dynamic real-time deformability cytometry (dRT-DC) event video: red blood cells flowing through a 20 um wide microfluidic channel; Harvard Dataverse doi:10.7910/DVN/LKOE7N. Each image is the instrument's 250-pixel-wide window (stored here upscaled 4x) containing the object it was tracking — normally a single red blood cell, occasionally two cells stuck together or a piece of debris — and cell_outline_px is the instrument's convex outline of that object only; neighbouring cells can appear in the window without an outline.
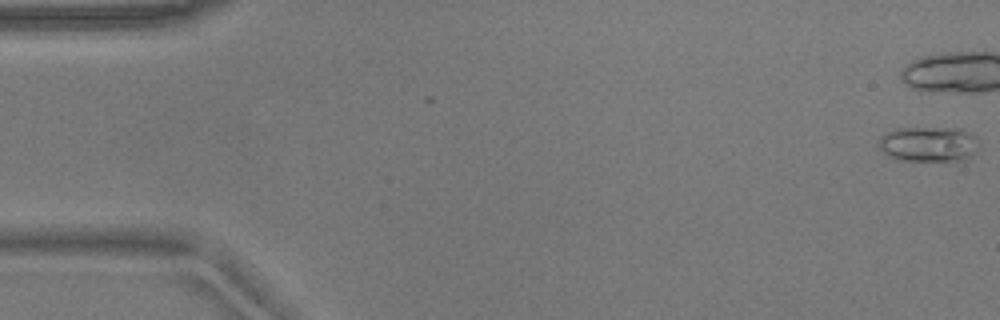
{"species": "common noctule bat (a hibernating species)", "species_latin": "Nyctalus noctula", "temperature_condition": "warm", "stored_images_in_passage": 12, "camera_frame_rate_fps": 3000, "um_per_image_px": 0.085, "animal": {"sex": "male", "body_mass_g": 17.9}, "frame": {"image": 1, "passage_image": 1, "time_ms": 0.0, "image_size_px": [1000, 320], "cell_outline_px": [[976, 136], [972, 152], [968, 156], [960, 160], [904, 160], [888, 156], [876, 144], [880, 136], [884, 132], [896, 128], [964, 128], [972, 132]], "centroid_in_image_um": [78.83, 12.21], "position_along_channel_um": 6.2, "area_um2": 20.29}}